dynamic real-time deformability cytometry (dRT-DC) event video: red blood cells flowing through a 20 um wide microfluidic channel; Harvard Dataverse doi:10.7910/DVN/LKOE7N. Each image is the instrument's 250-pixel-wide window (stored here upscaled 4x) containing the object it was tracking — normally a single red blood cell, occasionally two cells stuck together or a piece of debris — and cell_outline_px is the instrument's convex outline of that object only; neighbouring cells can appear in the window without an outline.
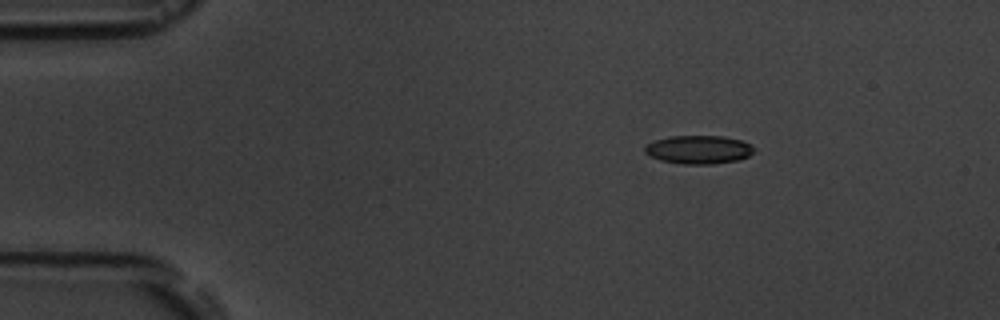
{"species": "common noctule bat (a hibernating species)", "species_latin": "Nyctalus noctula", "temperature_condition": "room temperature", "stored_images_in_passage": 4, "camera_frame_rate_fps": 3000, "um_per_image_px": 0.085, "animal": {"sex": "male", "body_mass_g": 19.5, "forearm_length_mm": 54.6}, "frame": {"image": 1, "passage_image": 1, "time_ms": 0.0, "image_size_px": [1000, 320], "cell_outline_px": [[756, 148], [748, 156], [740, 160], [712, 164], [680, 164], [660, 160], [644, 152], [644, 148], [648, 144], [656, 140], [668, 136], [724, 136], [744, 140]], "centroid_in_image_um": [59.43, 12.71], "position_along_channel_um": 25.6, "area_um2": 18.21}}
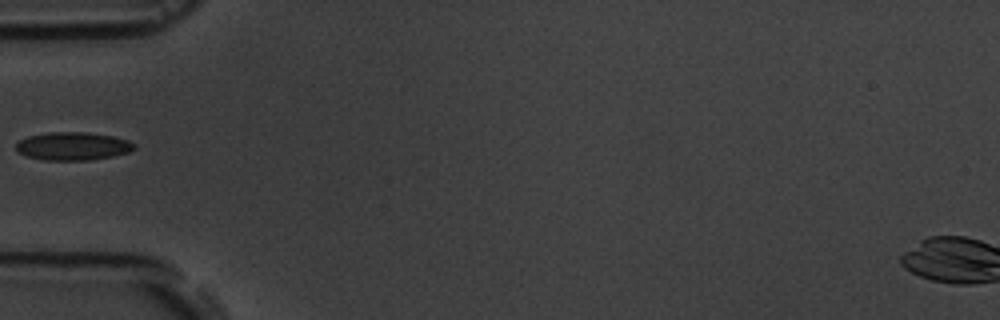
{"frame": {"image": 2, "passage_image": 4, "time_ms": 3.333, "image_size_px": [1000, 320], "cell_outline_px": [[136, 148], [128, 152], [112, 156], [88, 160], [44, 160], [28, 156], [16, 152], [16, 144], [20, 140], [28, 136], [48, 132], [84, 132], [112, 136], [128, 140], [136, 144]], "centroid_in_image_um": [6.18, 12.42], "position_along_channel_um": 78.8, "area_um2": 19.31}}